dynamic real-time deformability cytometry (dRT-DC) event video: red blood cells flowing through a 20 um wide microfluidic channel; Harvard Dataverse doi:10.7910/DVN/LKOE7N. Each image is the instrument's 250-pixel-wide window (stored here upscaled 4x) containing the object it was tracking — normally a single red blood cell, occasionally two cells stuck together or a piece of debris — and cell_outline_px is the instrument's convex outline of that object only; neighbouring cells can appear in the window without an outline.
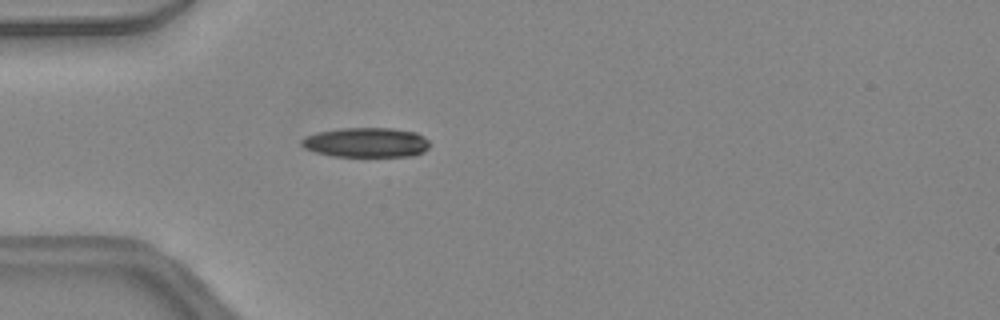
{"species": "common noctule bat (a hibernating species)", "species_latin": "Nyctalus noctula", "temperature_condition": "warm", "stored_images_in_passage": 25, "camera_frame_rate_fps": 3000, "um_per_image_px": 0.085, "animal": {"sex": "female", "body_mass_g": 24.6, "forearm_length_mm": 56.2}, "frame": {"image": 1, "passage_image": 2, "time_ms": 0.333, "image_size_px": [1000, 320], "cell_outline_px": [[428, 148], [424, 152], [412, 156], [332, 156], [316, 152], [304, 148], [300, 144], [300, 140], [304, 136], [316, 132], [340, 128], [392, 128], [416, 132], [424, 136], [428, 140]], "centroid_in_image_um": [31.1, 12.1], "position_along_channel_um": 53.9, "area_um2": 22.37}}
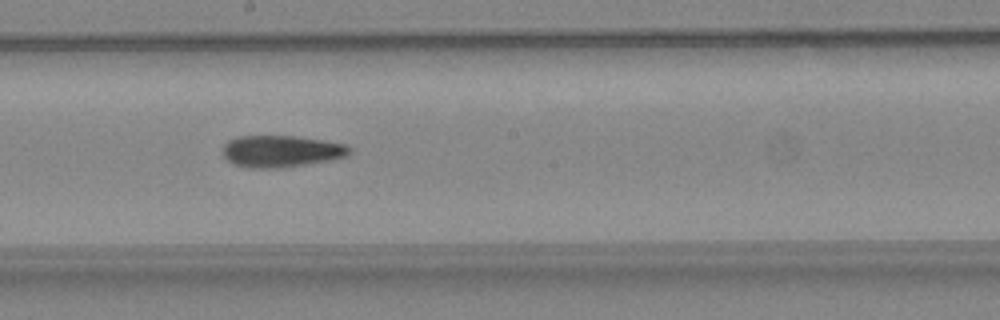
{"frame": {"image": 2, "passage_image": 14, "time_ms": 4.333, "image_size_px": [1000, 320], "cell_outline_px": [[352, 152], [348, 156], [328, 160], [280, 168], [248, 168], [236, 164], [228, 160], [224, 156], [224, 144], [228, 140], [236, 136], [296, 136], [324, 140], [344, 144], [352, 148]], "centroid_in_image_um": [23.92, 12.84], "position_along_channel_um": 224.3, "area_um2": 23.41}}
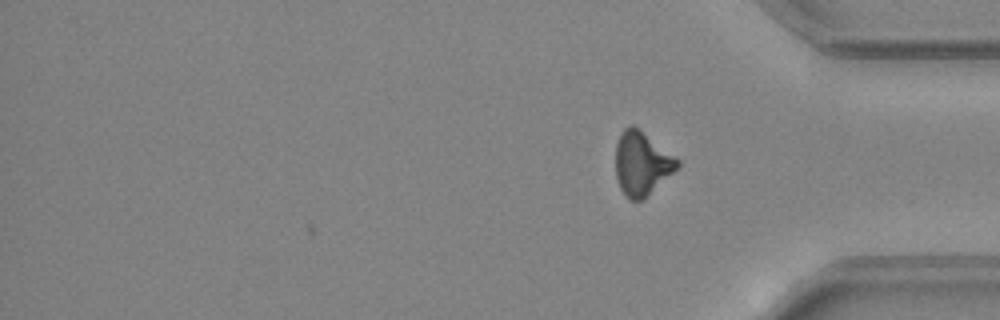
{"frame": {"image": 3, "passage_image": 25, "time_ms": 8.0, "image_size_px": [1000, 320], "cell_outline_px": [[680, 164], [644, 200], [632, 200], [620, 188], [616, 176], [616, 144], [624, 128], [628, 124], [632, 124], [640, 128], [680, 160]], "centroid_in_image_um": [54.55, 13.86], "position_along_channel_um": 380.7, "area_um2": 22.77}, "authors_computed_cell_mechanics": {"area_um2": 23.3512, "velocity_mm_per_s": 4.486, "shape_relaxation_time_tau1_ms": null, "shape_relaxation_time_tau2_ms": 3.9167, "deformation_change_tau1": null, "deformation_change_tau2": 0.1374}}